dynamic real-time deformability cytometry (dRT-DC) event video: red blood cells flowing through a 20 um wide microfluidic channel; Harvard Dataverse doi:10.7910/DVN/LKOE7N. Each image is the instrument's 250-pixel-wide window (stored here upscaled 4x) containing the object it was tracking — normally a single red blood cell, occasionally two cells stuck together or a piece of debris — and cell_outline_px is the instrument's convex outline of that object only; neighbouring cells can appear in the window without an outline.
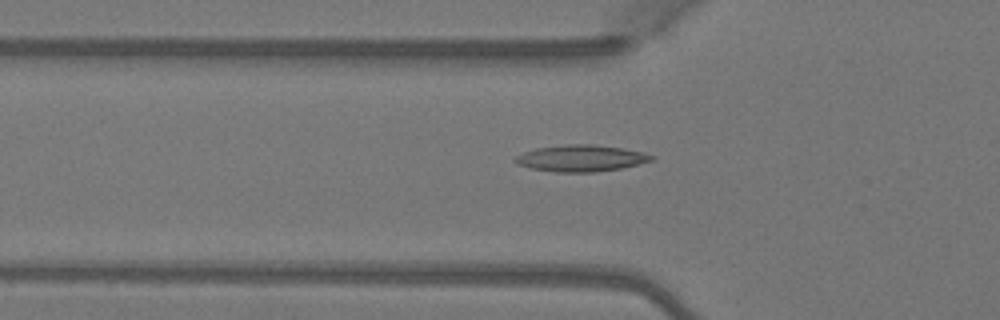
{"species": "Egyptian fruit bat (a non-hibernating species)", "species_latin": "Rousettus aegyptiacus", "temperature_condition": "warm", "stored_images_in_passage": 44, "camera_frame_rate_fps": 3000, "um_per_image_px": 0.085, "animal": {"sex": "female"}, "frame": {"image": 1, "passage_image": 17, "time_ms": 5.333, "image_size_px": [1000, 320], "cell_outline_px": [[656, 160], [620, 168], [596, 172], [556, 172], [528, 168], [516, 164], [512, 160], [516, 156], [524, 152], [536, 148], [568, 144], [592, 144], [624, 148], [656, 156]], "centroid_in_image_um": [49.37, 13.45], "position_along_channel_um": 76.4, "area_um2": 21.21}}
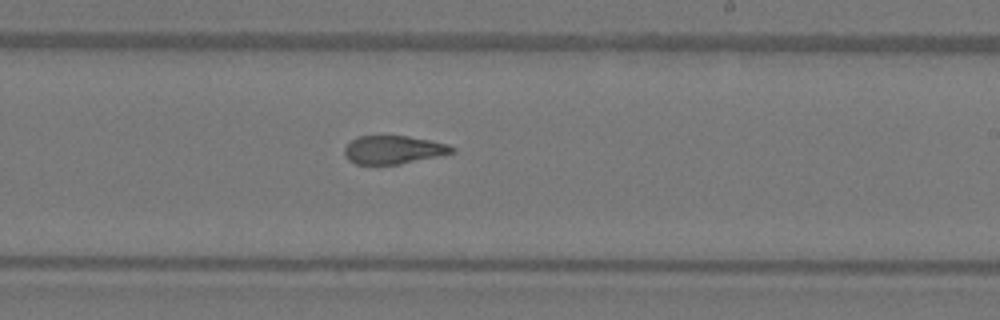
{"frame": {"image": 2, "passage_image": 30, "time_ms": 9.667, "image_size_px": [1000, 320], "cell_outline_px": [[456, 152], [400, 164], [356, 164], [348, 160], [344, 152], [344, 148], [356, 136], [408, 136], [448, 144], [456, 148]], "centroid_in_image_um": [33.44, 12.73], "position_along_channel_um": 255.6, "area_um2": 17.63}}
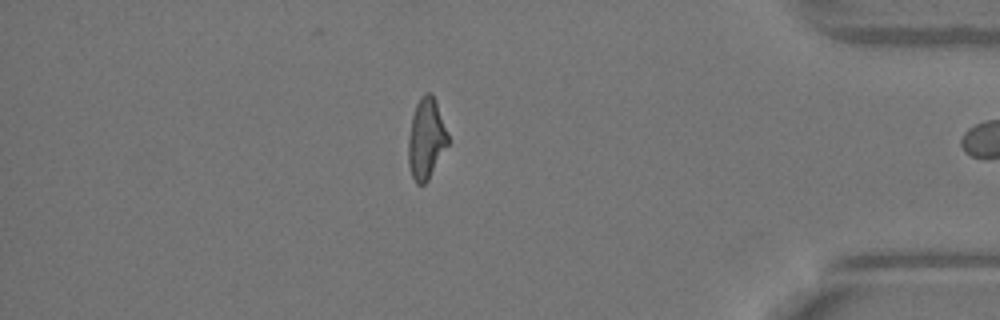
{"frame": {"image": 3, "passage_image": 43, "time_ms": 14.0, "image_size_px": [1000, 320], "cell_outline_px": [[448, 144], [428, 180], [424, 184], [416, 184], [412, 176], [408, 164], [408, 136], [412, 116], [416, 104], [420, 96], [424, 92], [432, 92], [436, 100], [448, 132]], "centroid_in_image_um": [36.22, 11.75], "position_along_channel_um": 399.0, "area_um2": 18.84}, "authors_computed_cell_mechanics": {"area_um2": 19.1318, "velocity_mm_per_s": 4.115, "shape_relaxation_time_tau1_ms": null, "shape_relaxation_time_tau2_ms": 2.2019, "deformation_change_tau1": null, "deformation_change_tau2": 0.1005}}